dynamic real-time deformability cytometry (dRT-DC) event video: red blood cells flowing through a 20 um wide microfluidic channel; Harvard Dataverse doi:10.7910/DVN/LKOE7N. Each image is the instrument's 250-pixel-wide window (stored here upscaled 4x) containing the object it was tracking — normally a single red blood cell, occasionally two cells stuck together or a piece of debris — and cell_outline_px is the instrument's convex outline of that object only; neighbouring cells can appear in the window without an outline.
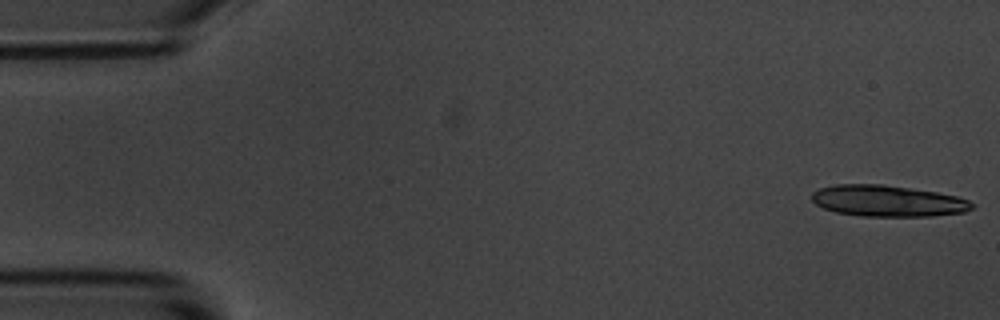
{"species": "common noctule bat (a hibernating species)", "species_latin": "Nyctalus noctula", "temperature_condition": "room temperature", "stored_images_in_passage": 14, "camera_frame_rate_fps": 3000, "um_per_image_px": 0.085, "animal": {"sex": "male", "body_mass_g": 20.1, "forearm_length_mm": 53.5}, "frame": {"image": 1, "passage_image": 1, "time_ms": 0.0, "image_size_px": [1000, 320], "cell_outline_px": [[976, 204], [972, 208], [964, 212], [932, 216], [860, 216], [836, 212], [824, 208], [816, 204], [812, 200], [812, 192], [820, 188], [836, 184], [884, 184], [936, 192], [956, 196], [968, 200]], "centroid_in_image_um": [75.45, 17.07], "position_along_channel_um": 9.5, "area_um2": 29.19}}